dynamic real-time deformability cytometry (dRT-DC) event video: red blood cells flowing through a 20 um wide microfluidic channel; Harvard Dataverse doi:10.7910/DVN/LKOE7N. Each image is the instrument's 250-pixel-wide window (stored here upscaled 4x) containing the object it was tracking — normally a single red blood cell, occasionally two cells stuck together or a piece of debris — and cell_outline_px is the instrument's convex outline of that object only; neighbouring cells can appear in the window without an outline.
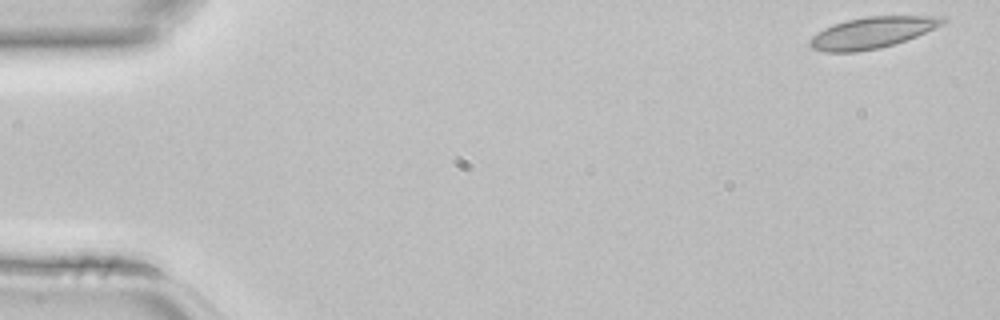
{"species": "common noctule bat (a hibernating species)", "species_latin": "Nyctalus noctula", "temperature_condition": "room temperature", "stored_images_in_passage": 44, "camera_frame_rate_fps": 3000, "um_per_image_px": 0.085, "animal": {"sex": "female", "body_mass_g": 22.7, "forearm_length_mm": 54.2}, "frame": {"image": 1, "passage_image": 1, "time_ms": 0.0, "image_size_px": [1000, 320], "cell_outline_px": [[948, 20], [944, 24], [916, 36], [880, 48], [856, 52], [824, 52], [812, 48], [808, 44], [808, 40], [812, 36], [824, 28], [832, 24], [848, 20], [868, 16], [944, 16]], "centroid_in_image_um": [74.11, 2.77], "position_along_channel_um": 10.9, "area_um2": 24.16}}
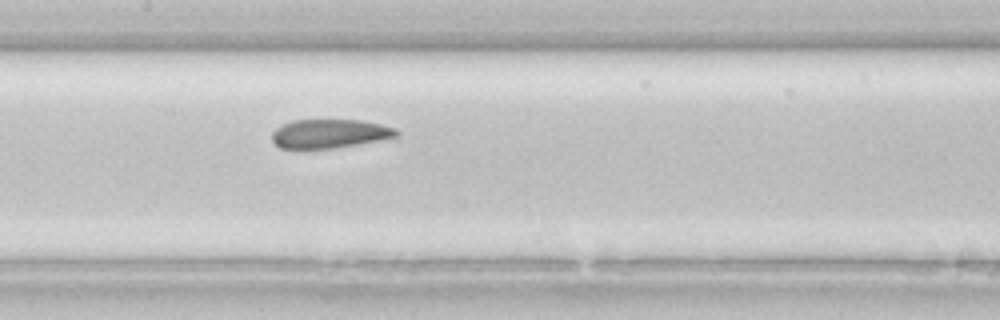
{"frame": {"image": 2, "passage_image": 21, "time_ms": 6.667, "image_size_px": [1000, 320], "cell_outline_px": [[400, 132], [396, 136], [380, 140], [332, 148], [280, 148], [272, 140], [272, 132], [276, 128], [292, 120], [360, 120], [380, 124], [396, 128]], "centroid_in_image_um": [28.01, 11.35], "position_along_channel_um": 179.4, "area_um2": 20.69}}
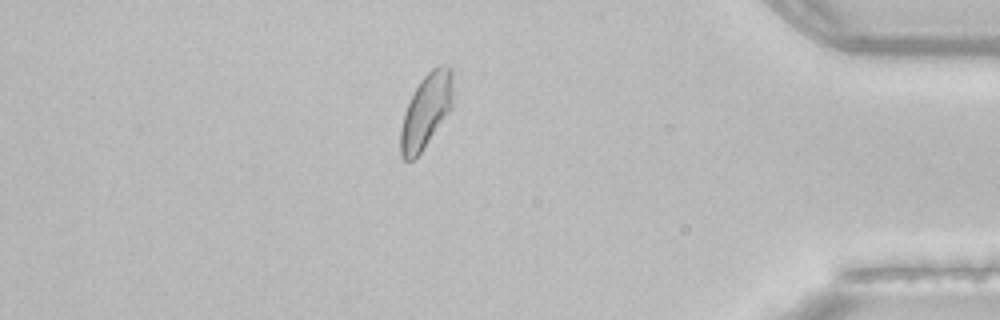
{"frame": {"image": 3, "passage_image": 38, "time_ms": 12.333, "image_size_px": [1000, 320], "cell_outline_px": [[452, 108], [424, 148], [412, 160], [404, 160], [400, 156], [400, 128], [404, 112], [420, 80], [432, 68], [440, 64], [444, 64], [452, 68]], "centroid_in_image_um": [36.21, 9.42], "position_along_channel_um": 399.0, "area_um2": 22.6}}